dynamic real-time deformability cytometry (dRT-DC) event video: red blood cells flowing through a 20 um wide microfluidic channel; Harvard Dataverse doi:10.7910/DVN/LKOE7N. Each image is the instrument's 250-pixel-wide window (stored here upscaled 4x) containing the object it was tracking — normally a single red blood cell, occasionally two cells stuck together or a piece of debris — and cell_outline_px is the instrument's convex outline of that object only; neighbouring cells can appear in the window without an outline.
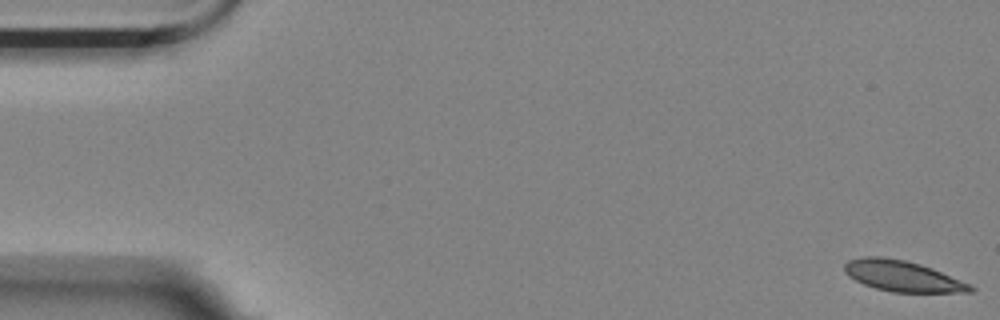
{"species": "Egyptian fruit bat (a non-hibernating species)", "species_latin": "Rousettus aegyptiacus", "temperature_condition": "room temperature", "stored_images_in_passage": 57, "camera_frame_rate_fps": 3000, "um_per_image_px": 0.085, "animal": {"sex": "female"}, "frame": {"image": 1, "passage_image": 1, "time_ms": 0.0, "image_size_px": [1000, 320], "cell_outline_px": [[976, 288], [972, 292], [892, 292], [876, 288], [864, 284], [848, 276], [844, 272], [844, 264], [848, 260], [864, 256], [880, 256], [904, 260], [920, 264], [932, 268], [972, 284]], "centroid_in_image_um": [76.72, 23.46], "position_along_channel_um": 8.3, "area_um2": 22.66}}
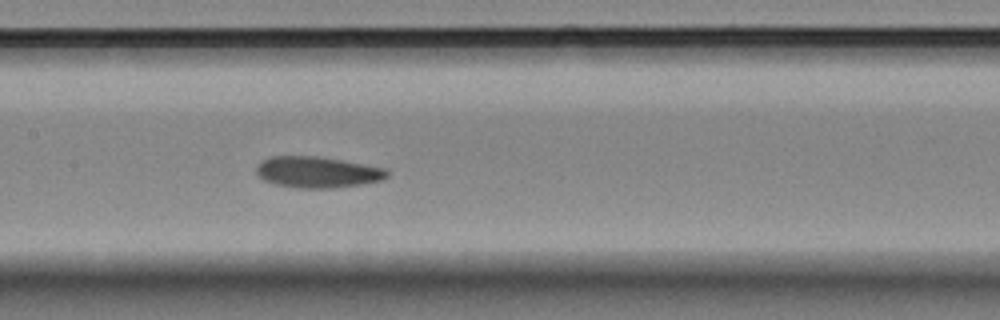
{"frame": {"image": 2, "passage_image": 27, "time_ms": 8.667, "image_size_px": [1000, 320], "cell_outline_px": [[388, 176], [384, 180], [360, 184], [332, 188], [296, 188], [276, 184], [264, 180], [256, 172], [256, 164], [260, 160], [268, 156], [316, 156], [388, 168]], "centroid_in_image_um": [26.96, 14.62], "position_along_channel_um": 180.4, "area_um2": 23.87}}
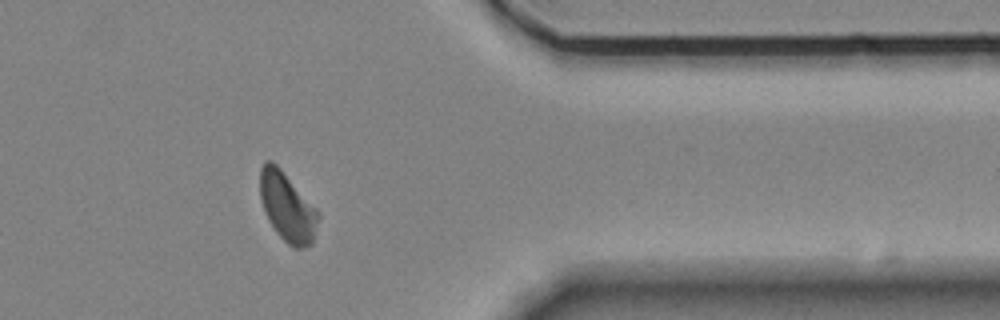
{"frame": {"image": 3, "passage_image": 46, "time_ms": 15.0, "image_size_px": [1000, 320], "cell_outline_px": [[320, 216], [312, 244], [304, 248], [292, 248], [276, 232], [268, 220], [264, 212], [260, 196], [260, 168], [264, 160], [272, 160], [280, 168], [320, 212]], "centroid_in_image_um": [24.42, 17.6], "position_along_channel_um": 387.0, "area_um2": 23.58}, "authors_computed_cell_mechanics": {"area_um2": 23.4668, "velocity_mm_per_s": 3.5193, "shape_relaxation_time_tau1_ms": 8.9543, "shape_relaxation_time_tau2_ms": 2.3171, "deformation_change_tau1": 0.1773, "deformation_change_tau2": 0.079}}